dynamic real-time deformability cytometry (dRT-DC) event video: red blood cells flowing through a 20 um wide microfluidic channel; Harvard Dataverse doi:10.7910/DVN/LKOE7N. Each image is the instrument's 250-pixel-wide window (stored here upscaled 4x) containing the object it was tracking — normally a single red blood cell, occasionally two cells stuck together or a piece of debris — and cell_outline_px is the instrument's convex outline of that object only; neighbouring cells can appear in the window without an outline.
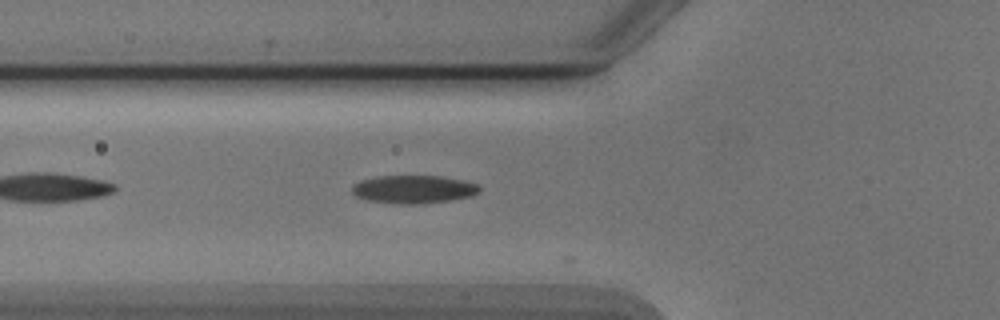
{"species": "Egyptian fruit bat (a non-hibernating species)", "species_latin": "Rousettus aegyptiacus", "temperature_condition": "cold", "stored_images_in_passage": 7, "camera_frame_rate_fps": 3000, "um_per_image_px": 0.085, "animal": {"sex": "male"}, "frame": {"image": 1, "passage_image": 5, "time_ms": 1.333, "image_size_px": [1000, 320], "cell_outline_px": [[480, 192], [472, 196], [452, 200], [424, 204], [396, 204], [368, 200], [356, 196], [352, 192], [352, 184], [360, 180], [376, 176], [440, 176], [464, 180], [476, 184], [480, 188]], "centroid_in_image_um": [35.15, 16.09], "position_along_channel_um": 90.6, "area_um2": 21.1}}